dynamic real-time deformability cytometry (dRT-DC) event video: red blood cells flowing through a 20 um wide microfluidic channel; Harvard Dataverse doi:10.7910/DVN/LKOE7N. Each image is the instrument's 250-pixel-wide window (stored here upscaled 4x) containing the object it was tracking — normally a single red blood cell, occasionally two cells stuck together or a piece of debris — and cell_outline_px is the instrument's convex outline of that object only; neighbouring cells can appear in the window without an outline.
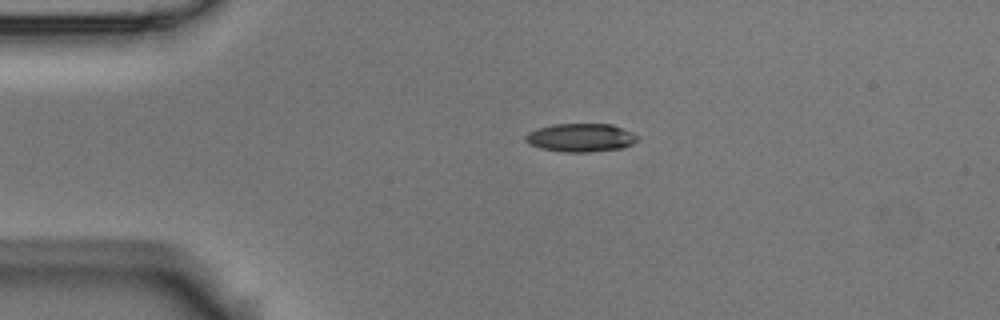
{"species": "Egyptian fruit bat (a non-hibernating species)", "species_latin": "Rousettus aegyptiacus", "temperature_condition": "room temperature", "stored_images_in_passage": 2, "camera_frame_rate_fps": 3000, "um_per_image_px": 0.085, "animal": {"sex": "male"}, "frame": {"image": 1, "passage_image": 1, "time_ms": 0.0, "image_size_px": [1000, 320], "cell_outline_px": [[640, 136], [632, 144], [624, 148], [588, 152], [564, 152], [540, 148], [528, 144], [524, 140], [524, 136], [528, 132], [552, 124], [612, 124], [632, 132]], "centroid_in_image_um": [49.36, 11.7], "position_along_channel_um": 35.6, "area_um2": 18.61}}